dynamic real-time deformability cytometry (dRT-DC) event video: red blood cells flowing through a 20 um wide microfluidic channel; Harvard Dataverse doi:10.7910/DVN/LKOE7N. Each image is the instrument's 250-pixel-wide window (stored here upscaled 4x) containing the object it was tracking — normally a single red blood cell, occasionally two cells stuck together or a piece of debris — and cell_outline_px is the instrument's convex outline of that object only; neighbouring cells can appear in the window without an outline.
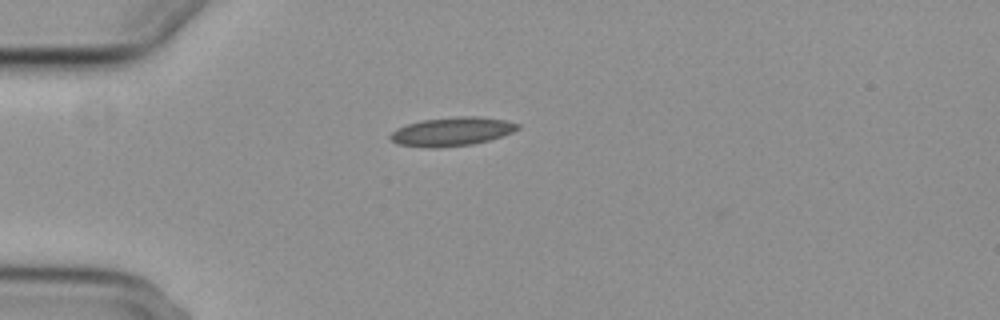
{"species": "common noctule bat (a hibernating species)", "species_latin": "Nyctalus noctula", "temperature_condition": "cold", "stored_images_in_passage": 42, "camera_frame_rate_fps": 3000, "um_per_image_px": 0.085, "animal": {"sex": "female", "body_mass_g": 29.2, "forearm_length_mm": 56.3}, "frame": {"image": 1, "passage_image": 1, "time_ms": 0.0, "image_size_px": [1000, 320], "cell_outline_px": [[520, 128], [512, 132], [488, 140], [472, 144], [440, 148], [428, 148], [396, 144], [388, 136], [396, 128], [420, 120], [460, 116], [476, 116], [504, 120], [520, 124]], "centroid_in_image_um": [38.37, 11.19], "position_along_channel_um": 46.6, "area_um2": 21.33}}
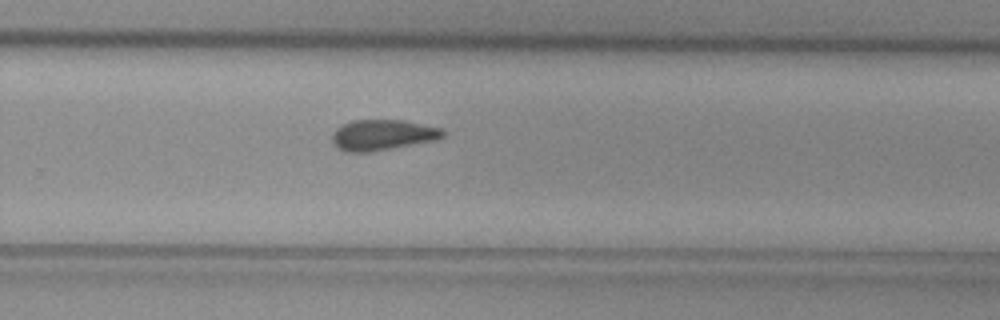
{"frame": {"image": 2, "passage_image": 23, "time_ms": 7.333, "image_size_px": [1000, 320], "cell_outline_px": [[444, 136], [436, 140], [368, 152], [344, 152], [332, 144], [332, 132], [340, 124], [352, 120], [404, 120], [444, 128]], "centroid_in_image_um": [32.49, 11.46], "position_along_channel_um": 297.3, "area_um2": 20.0}}
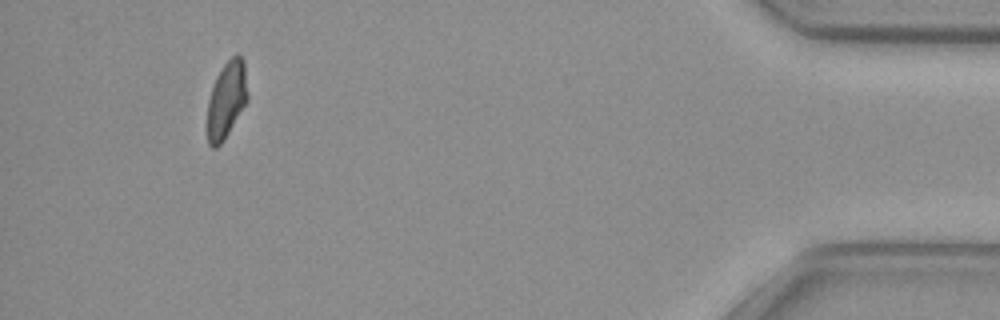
{"frame": {"image": 3, "passage_image": 38, "time_ms": 12.333, "image_size_px": [1000, 320], "cell_outline_px": [[248, 100], [224, 140], [216, 148], [212, 148], [208, 144], [208, 100], [216, 76], [224, 64], [236, 52], [240, 52], [244, 60], [248, 92]], "centroid_in_image_um": [19.28, 8.44], "position_along_channel_um": 415.9, "area_um2": 18.15}, "authors_computed_cell_mechanics": {"area_um2": 19.7098, "velocity_mm_per_s": 3.7096, "shape_relaxation_time_tau1_ms": null, "shape_relaxation_time_tau2_ms": 4.8917, "deformation_change_tau1": null, "deformation_change_tau2": 0.1248}}